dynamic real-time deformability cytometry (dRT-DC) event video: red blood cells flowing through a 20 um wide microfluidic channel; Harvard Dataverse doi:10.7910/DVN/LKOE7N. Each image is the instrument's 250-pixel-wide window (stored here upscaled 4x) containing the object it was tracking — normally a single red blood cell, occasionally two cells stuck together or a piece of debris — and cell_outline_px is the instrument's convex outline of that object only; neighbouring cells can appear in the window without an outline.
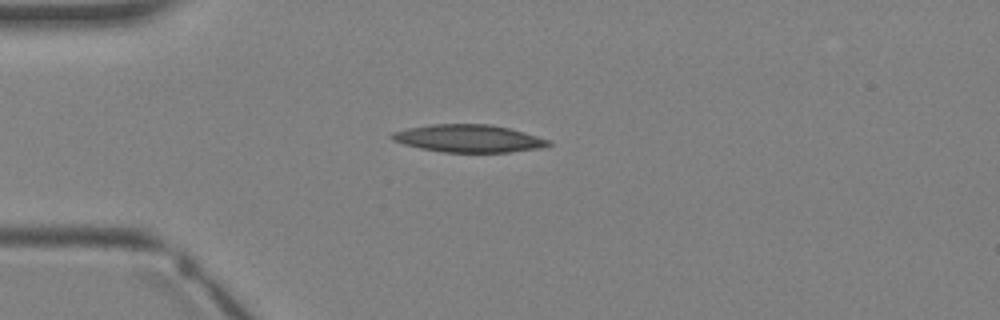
{"species": "Egyptian fruit bat (a non-hibernating species)", "species_latin": "Rousettus aegyptiacus", "temperature_condition": "warm", "stored_images_in_passage": 2, "camera_frame_rate_fps": 3000, "um_per_image_px": 0.085, "animal": {"sex": "female"}, "frame": {"image": 1, "passage_image": 2, "time_ms": 1.333, "image_size_px": [1000, 320], "cell_outline_px": [[552, 144], [544, 148], [508, 152], [444, 152], [420, 148], [404, 144], [392, 140], [388, 136], [392, 132], [408, 128], [432, 124], [488, 124], [508, 128], [524, 132], [548, 140]], "centroid_in_image_um": [39.81, 11.77], "position_along_channel_um": 45.2, "area_um2": 25.09}}